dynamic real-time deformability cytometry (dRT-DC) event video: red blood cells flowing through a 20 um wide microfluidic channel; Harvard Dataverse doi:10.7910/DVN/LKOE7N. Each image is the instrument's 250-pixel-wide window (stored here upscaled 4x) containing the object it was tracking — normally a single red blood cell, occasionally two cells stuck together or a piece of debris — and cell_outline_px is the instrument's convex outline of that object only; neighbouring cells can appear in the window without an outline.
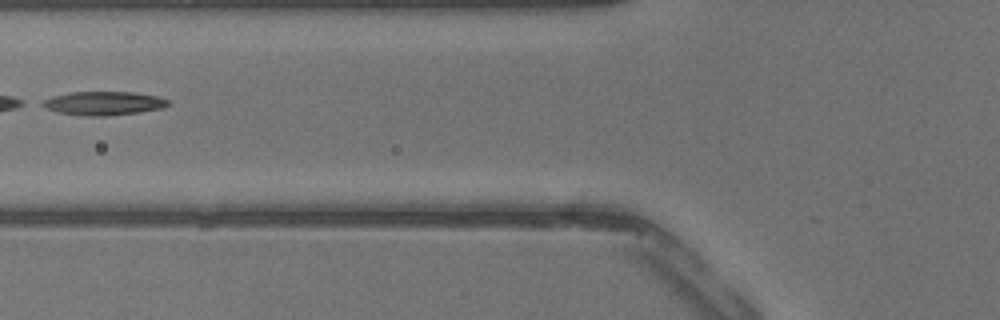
{"species": "common noctule bat (a hibernating species)", "species_latin": "Nyctalus noctula", "temperature_condition": "warm", "stored_images_in_passage": 29, "camera_frame_rate_fps": 3000, "um_per_image_px": 0.085, "animal": {"sex": "male", "body_mass_g": 13.3}, "frame": {"image": 1, "passage_image": 5, "time_ms": 1.333, "image_size_px": [1000, 320], "cell_outline_px": [[168, 104], [164, 108], [136, 112], [104, 116], [84, 116], [60, 112], [44, 108], [36, 104], [52, 96], [72, 92], [132, 92], [160, 96], [168, 100]], "centroid_in_image_um": [8.77, 8.77], "position_along_channel_um": 117.0, "area_um2": 17.34}}
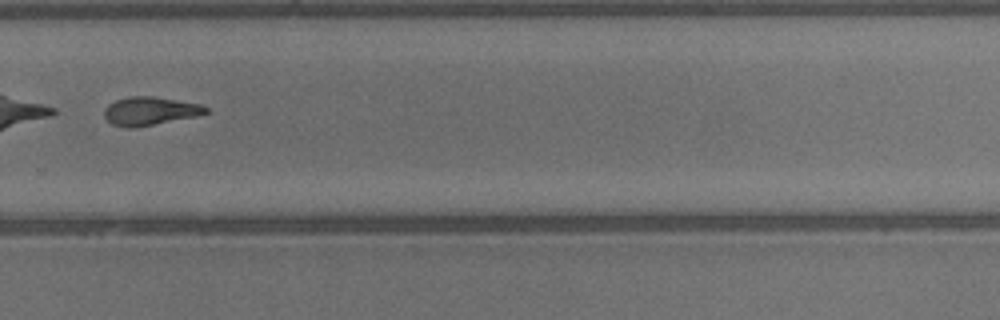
{"frame": {"image": 2, "passage_image": 17, "time_ms": 5.333, "image_size_px": [1000, 320], "cell_outline_px": [[208, 112], [196, 116], [132, 128], [124, 128], [112, 124], [104, 116], [104, 108], [108, 104], [116, 100], [128, 96], [152, 96], [200, 104], [208, 108]], "centroid_in_image_um": [12.7, 9.43], "position_along_channel_um": 317.1, "area_um2": 16.65}}